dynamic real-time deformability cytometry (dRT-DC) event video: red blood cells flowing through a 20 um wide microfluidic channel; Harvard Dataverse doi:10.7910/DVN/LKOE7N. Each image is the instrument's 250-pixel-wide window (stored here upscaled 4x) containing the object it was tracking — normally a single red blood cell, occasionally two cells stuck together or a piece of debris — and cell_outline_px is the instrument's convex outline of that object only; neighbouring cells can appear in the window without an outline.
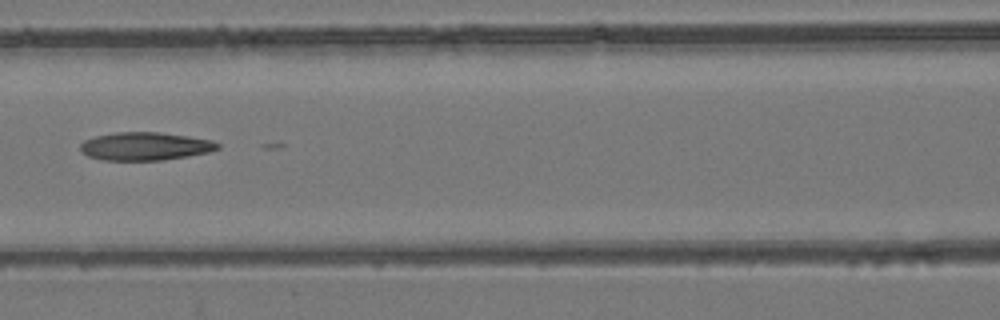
{"species": "common noctule bat (a hibernating species)", "species_latin": "Nyctalus noctula", "temperature_condition": "room temperature", "stored_images_in_passage": 8, "camera_frame_rate_fps": 3000, "um_per_image_px": 0.085, "animal": {"sex": "female", "body_mass_g": 24.6, "forearm_length_mm": 56.2}, "frame": {"image": 1, "passage_image": 8, "time_ms": 8.333, "image_size_px": [1000, 320], "cell_outline_px": [[220, 148], [208, 152], [188, 156], [160, 160], [104, 160], [88, 156], [80, 152], [80, 144], [84, 140], [96, 136], [116, 132], [160, 132], [188, 136], [212, 140], [220, 144]], "centroid_in_image_um": [12.33, 12.43], "position_along_channel_um": 154.3, "area_um2": 22.48}}